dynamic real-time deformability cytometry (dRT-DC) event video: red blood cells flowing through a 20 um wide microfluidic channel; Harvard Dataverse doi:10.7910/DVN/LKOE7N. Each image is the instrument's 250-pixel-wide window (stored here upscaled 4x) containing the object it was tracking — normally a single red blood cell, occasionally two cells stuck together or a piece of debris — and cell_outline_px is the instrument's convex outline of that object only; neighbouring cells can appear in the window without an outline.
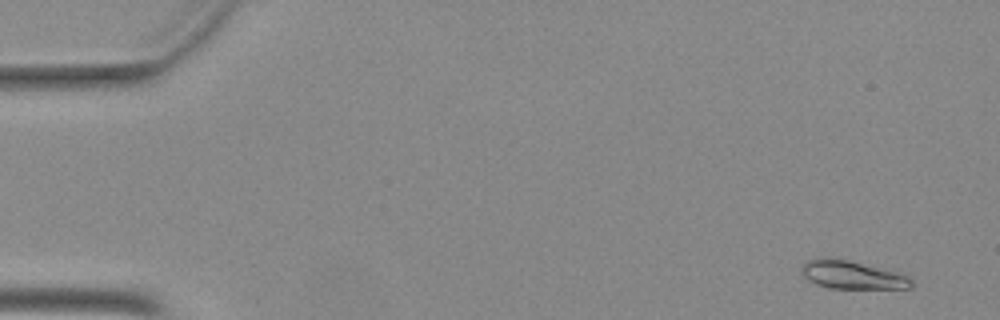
{"species": "Egyptian fruit bat (a non-hibernating species)", "species_latin": "Rousettus aegyptiacus", "temperature_condition": "warm", "stored_images_in_passage": 52, "camera_frame_rate_fps": 3000, "um_per_image_px": 0.085, "animal": {"sex": "female"}, "frame": {"image": 1, "passage_image": 3, "time_ms": 0.667, "image_size_px": [1000, 320], "cell_outline_px": [[912, 288], [828, 288], [816, 284], [808, 280], [804, 276], [800, 268], [804, 260], [816, 256], [828, 256], [848, 260], [904, 272], [912, 276]], "centroid_in_image_um": [72.44, 23.32], "position_along_channel_um": 12.6, "area_um2": 18.84}}
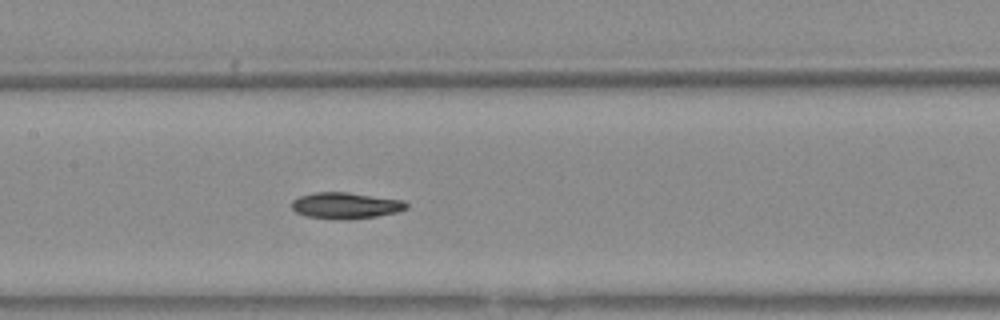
{"frame": {"image": 2, "passage_image": 25, "time_ms": 8.0, "image_size_px": [1000, 320], "cell_outline_px": [[408, 208], [396, 212], [376, 216], [348, 220], [340, 220], [308, 216], [296, 212], [292, 208], [292, 200], [300, 196], [316, 192], [348, 192], [404, 200], [408, 204]], "centroid_in_image_um": [29.4, 17.47], "position_along_channel_um": 178.0, "area_um2": 17.57}}
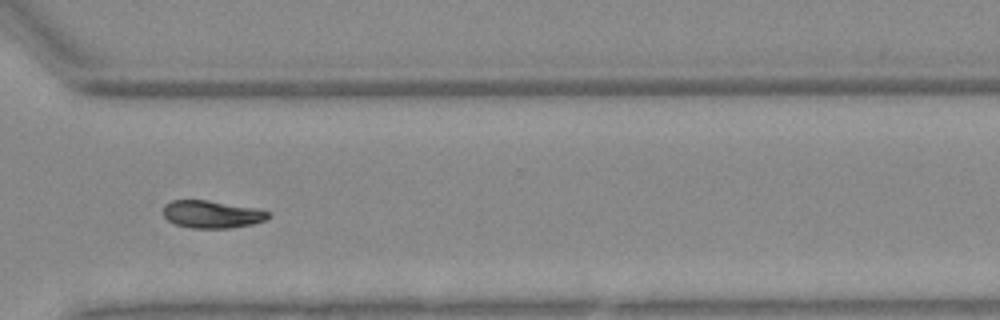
{"frame": {"image": 3, "passage_image": 38, "time_ms": 12.333, "image_size_px": [1000, 320], "cell_outline_px": [[272, 216], [268, 220], [252, 224], [228, 228], [188, 228], [176, 224], [168, 220], [164, 216], [164, 204], [172, 200], [208, 200], [256, 208], [268, 212]], "centroid_in_image_um": [18.03, 18.21], "position_along_channel_um": 352.6, "area_um2": 16.94}}